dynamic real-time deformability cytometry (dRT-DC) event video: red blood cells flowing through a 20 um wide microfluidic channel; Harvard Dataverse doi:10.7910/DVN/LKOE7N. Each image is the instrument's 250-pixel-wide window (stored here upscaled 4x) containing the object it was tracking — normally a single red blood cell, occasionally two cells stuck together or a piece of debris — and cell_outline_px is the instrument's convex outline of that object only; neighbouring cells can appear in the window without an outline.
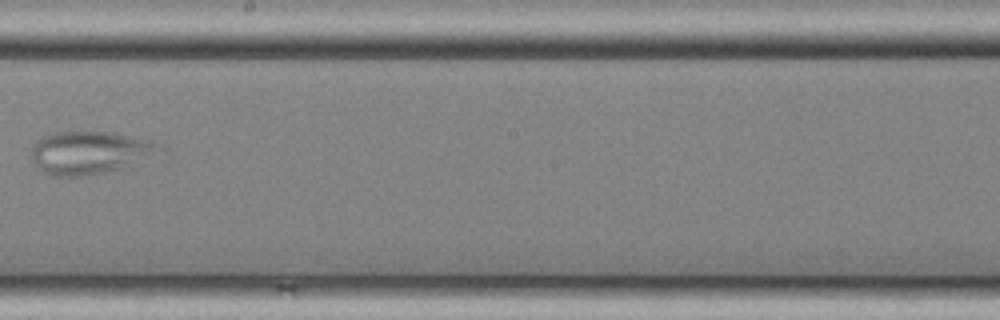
{"species": "common noctule bat (a hibernating species)", "species_latin": "Nyctalus noctula", "temperature_condition": "cold", "stored_images_in_passage": 12, "camera_frame_rate_fps": 3000, "um_per_image_px": 0.085, "animal": {"sex": "female", "body_mass_g": 25.1}, "frame": {"image": 1, "passage_image": 9, "time_ms": 2.667, "image_size_px": [1000, 320], "cell_outline_px": [[168, 152], [164, 160], [84, 176], [56, 176], [40, 168], [36, 164], [32, 156], [32, 148], [44, 136], [52, 132], [112, 132], [148, 140], [160, 144], [168, 148]], "centroid_in_image_um": [7.95, 12.99], "position_along_channel_um": 240.2, "area_um2": 33.12}}
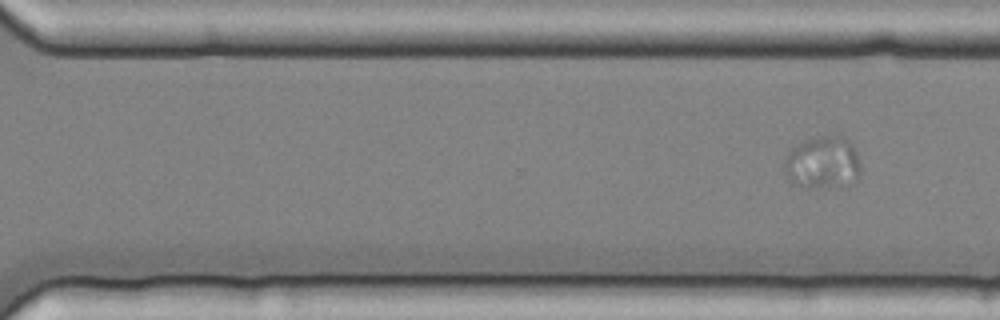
{"frame": {"image": 2, "passage_image": 12, "time_ms": 3.667, "image_size_px": [1000, 320], "cell_outline_px": [[860, 172], [856, 176], [808, 188], [792, 184], [784, 168], [784, 164], [792, 148], [804, 140], [820, 136], [840, 136], [848, 140], [860, 164]], "centroid_in_image_um": [69.83, 13.74], "position_along_channel_um": 300.8, "area_um2": 21.56}}